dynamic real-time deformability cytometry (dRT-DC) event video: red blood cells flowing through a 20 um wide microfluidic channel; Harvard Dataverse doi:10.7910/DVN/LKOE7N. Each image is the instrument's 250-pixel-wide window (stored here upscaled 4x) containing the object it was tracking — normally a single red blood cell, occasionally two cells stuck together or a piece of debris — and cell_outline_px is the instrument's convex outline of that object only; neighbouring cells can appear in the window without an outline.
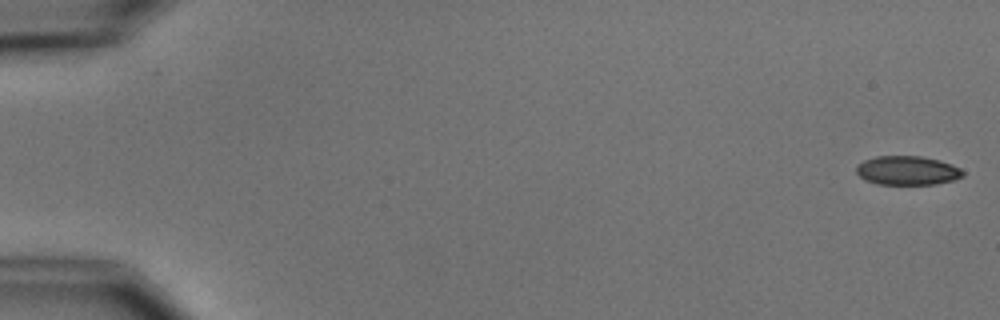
{"species": "common noctule bat (a hibernating species)", "species_latin": "Nyctalus noctula", "temperature_condition": "cold", "stored_images_in_passage": 6, "camera_frame_rate_fps": 3000, "um_per_image_px": 0.085, "animal": {"sex": "male", "body_mass_g": 15.6}, "frame": {"image": 1, "passage_image": 1, "time_ms": 0.0, "image_size_px": [1000, 320], "cell_outline_px": [[964, 176], [952, 180], [936, 184], [876, 184], [864, 180], [856, 172], [856, 164], [864, 160], [876, 156], [920, 156], [952, 164], [960, 168], [964, 172]], "centroid_in_image_um": [77.09, 14.49], "position_along_channel_um": 7.9, "area_um2": 18.03}}
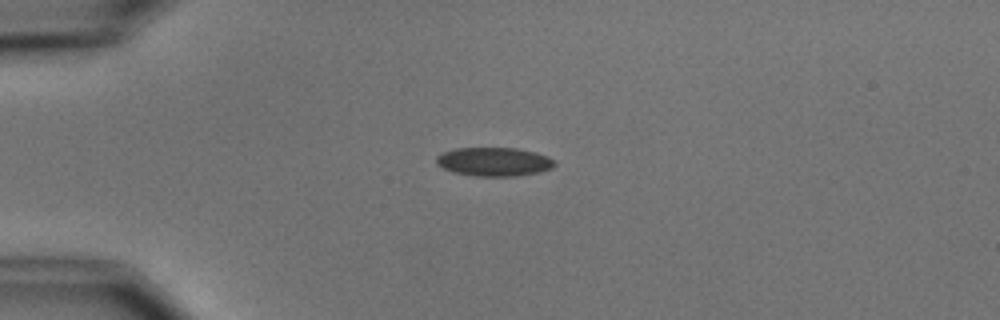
{"frame": {"image": 2, "passage_image": 5, "time_ms": 4.333, "image_size_px": [1000, 320], "cell_outline_px": [[556, 164], [552, 168], [536, 172], [516, 176], [476, 176], [452, 172], [436, 164], [436, 156], [444, 152], [456, 148], [516, 148], [536, 152], [548, 156], [556, 160]], "centroid_in_image_um": [42.0, 13.74], "position_along_channel_um": 43.0, "area_um2": 19.83}}